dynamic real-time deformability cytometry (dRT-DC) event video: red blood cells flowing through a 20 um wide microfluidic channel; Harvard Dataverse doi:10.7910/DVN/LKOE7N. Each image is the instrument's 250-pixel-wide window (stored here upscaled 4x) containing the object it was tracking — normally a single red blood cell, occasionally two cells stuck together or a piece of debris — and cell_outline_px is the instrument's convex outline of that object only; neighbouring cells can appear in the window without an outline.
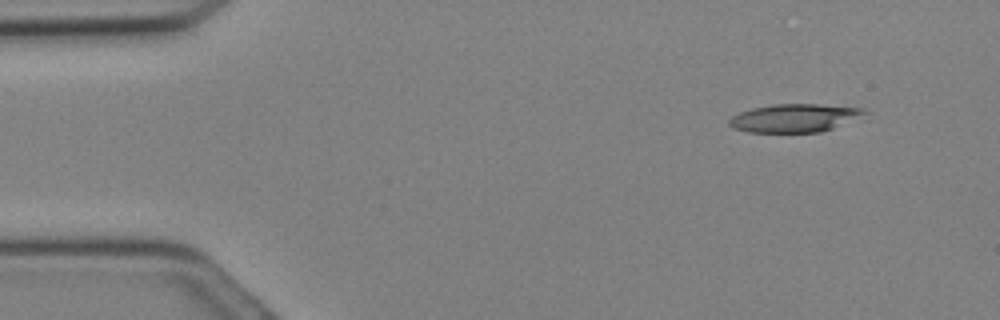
{"species": "Egyptian fruit bat (a non-hibernating species)", "species_latin": "Rousettus aegyptiacus", "temperature_condition": "cold", "stored_images_in_passage": 28, "camera_frame_rate_fps": 3000, "um_per_image_px": 0.085, "animal": {"sex": "female"}, "frame": {"image": 1, "passage_image": 1, "time_ms": 0.0, "image_size_px": [1000, 320], "cell_outline_px": [[868, 112], [832, 128], [820, 132], [748, 132], [732, 128], [728, 124], [728, 120], [732, 116], [740, 112], [752, 108], [776, 104], [820, 104], [864, 108]], "centroid_in_image_um": [67.46, 10.03], "position_along_channel_um": 17.5, "area_um2": 21.96}}
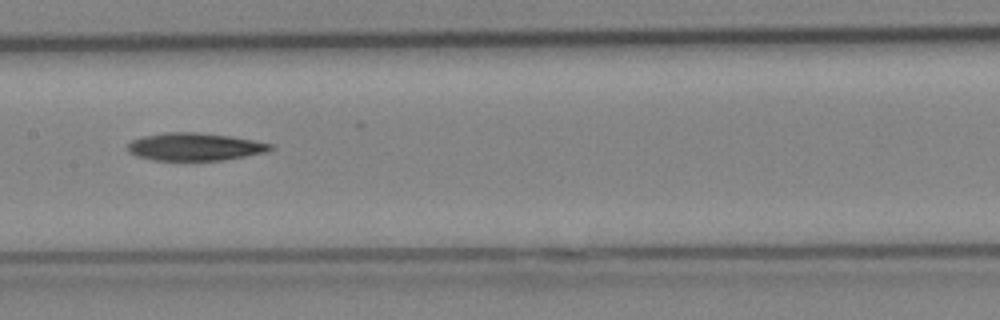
{"frame": {"image": 2, "passage_image": 13, "time_ms": 4.0, "image_size_px": [1000, 320], "cell_outline_px": [[276, 148], [268, 152], [224, 160], [152, 160], [136, 156], [128, 152], [128, 144], [132, 140], [144, 136], [164, 132], [196, 132], [232, 136], [272, 144]], "centroid_in_image_um": [16.58, 12.47], "position_along_channel_um": 190.8, "area_um2": 23.18}}
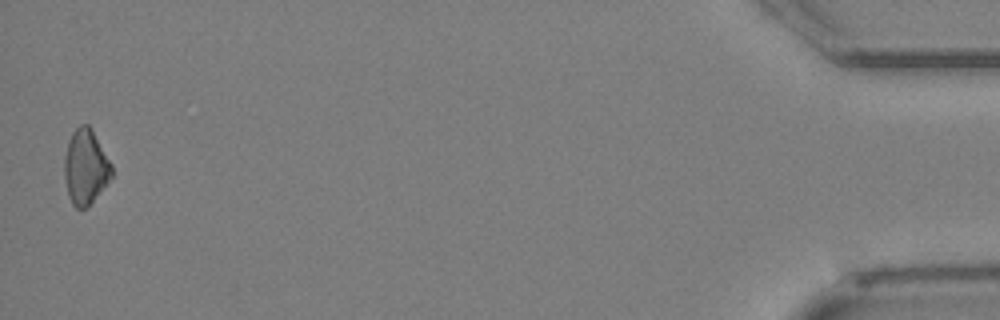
{"frame": {"image": 3, "passage_image": 28, "time_ms": 9.0, "image_size_px": [1000, 320], "cell_outline_px": [[112, 176], [92, 200], [84, 208], [76, 208], [72, 204], [68, 196], [64, 176], [64, 156], [68, 140], [72, 132], [80, 124], [88, 124], [92, 128], [112, 164]], "centroid_in_image_um": [7.25, 14.14], "position_along_channel_um": 428.0, "area_um2": 20.58}}